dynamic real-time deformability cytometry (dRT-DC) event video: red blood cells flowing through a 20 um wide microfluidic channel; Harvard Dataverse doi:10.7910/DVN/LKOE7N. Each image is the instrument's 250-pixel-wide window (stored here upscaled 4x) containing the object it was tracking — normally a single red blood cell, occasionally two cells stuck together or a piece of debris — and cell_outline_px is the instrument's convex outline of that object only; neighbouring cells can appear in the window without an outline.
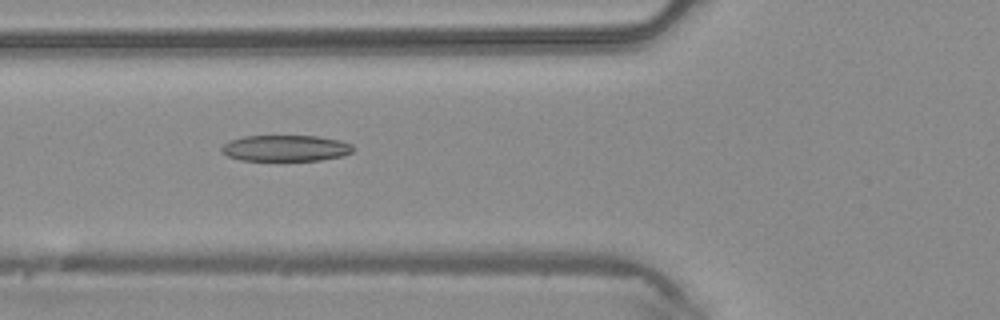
{"species": "common noctule bat (a hibernating species)", "species_latin": "Nyctalus noctula", "temperature_condition": "warm", "stored_images_in_passage": 5, "camera_frame_rate_fps": 3000, "um_per_image_px": 0.085, "animal": {"sex": "male", "body_mass_g": 20.4}, "frame": {"image": 1, "passage_image": 5, "time_ms": 1.333, "image_size_px": [1000, 320], "cell_outline_px": [[356, 148], [352, 152], [344, 156], [320, 160], [240, 160], [228, 156], [220, 148], [224, 144], [232, 140], [244, 136], [316, 136], [340, 140], [352, 144]], "centroid_in_image_um": [24.34, 12.59], "position_along_channel_um": 101.5, "area_um2": 20.0}}